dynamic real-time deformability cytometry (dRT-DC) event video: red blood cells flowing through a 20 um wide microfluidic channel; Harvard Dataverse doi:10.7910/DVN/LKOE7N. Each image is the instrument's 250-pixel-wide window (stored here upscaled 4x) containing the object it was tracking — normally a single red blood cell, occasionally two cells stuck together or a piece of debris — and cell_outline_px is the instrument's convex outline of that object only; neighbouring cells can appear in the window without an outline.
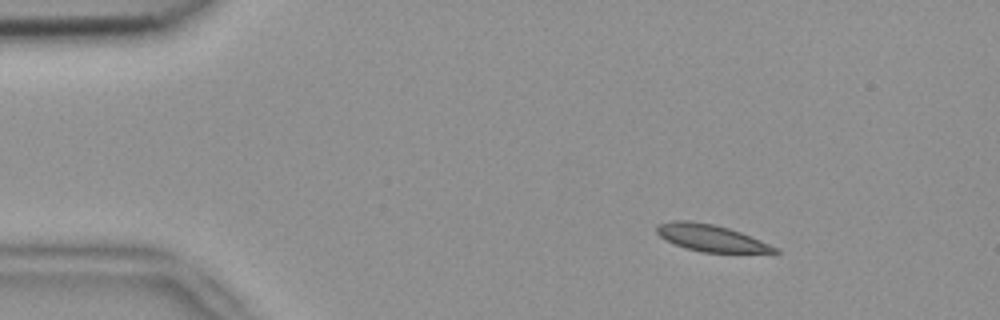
{"species": "common noctule bat (a hibernating species)", "species_latin": "Nyctalus noctula", "temperature_condition": "room temperature", "stored_images_in_passage": 5, "segment_of_instrument_passage": [1, 2], "camera_frame_rate_fps": 3000, "um_per_image_px": 0.085, "animal": {"sex": "female", "body_mass_g": 18.4}, "frame": {"image": 1, "passage_image": 2, "time_ms": 0.333, "image_size_px": [1000, 320], "cell_outline_px": [[780, 252], [776, 256], [700, 252], [684, 248], [664, 240], [656, 232], [656, 224], [672, 220], [688, 220], [712, 224], [728, 228], [740, 232], [780, 248]], "centroid_in_image_um": [60.58, 20.3], "position_along_channel_um": 24.4, "area_um2": 19.59}}